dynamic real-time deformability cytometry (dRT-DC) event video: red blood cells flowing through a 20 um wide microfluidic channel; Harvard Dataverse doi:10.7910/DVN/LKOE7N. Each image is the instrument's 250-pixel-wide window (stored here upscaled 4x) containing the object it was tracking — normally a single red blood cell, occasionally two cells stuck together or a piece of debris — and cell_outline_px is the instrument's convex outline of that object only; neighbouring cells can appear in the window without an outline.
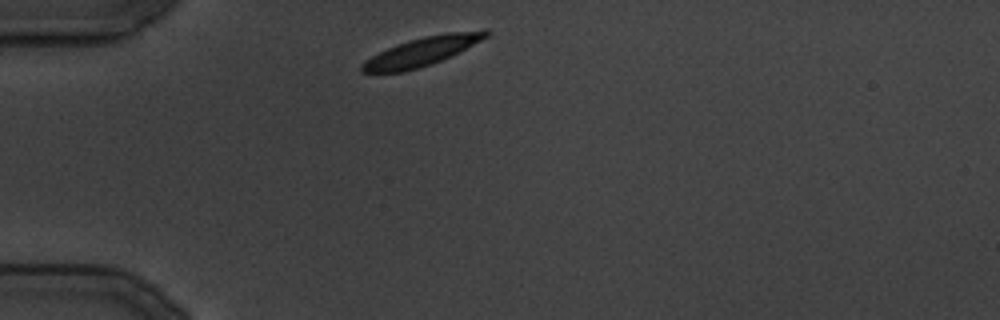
{"species": "common noctule bat (a hibernating species)", "species_latin": "Nyctalus noctula", "temperature_condition": "cold", "stored_images_in_passage": 7, "camera_frame_rate_fps": 3000, "um_per_image_px": 0.085, "animal": {"sex": "male", "body_mass_g": 19.5, "forearm_length_mm": 54.6}, "frame": {"image": 1, "passage_image": 1, "time_ms": 0.0, "image_size_px": [1000, 320], "cell_outline_px": [[492, 32], [488, 36], [440, 60], [404, 72], [360, 72], [360, 64], [372, 56], [388, 48], [408, 40], [424, 36], [448, 32], [484, 28], [488, 28]], "centroid_in_image_um": [35.88, 4.34], "position_along_channel_um": 49.1, "area_um2": 20.35}}
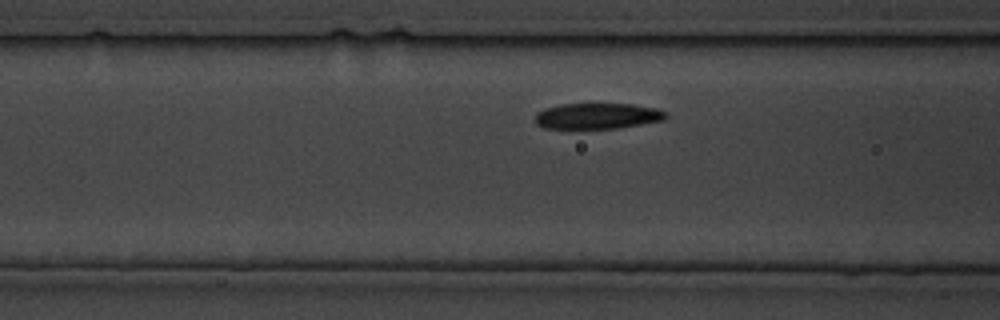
{"frame": {"image": 2, "passage_image": 6, "time_ms": 5.667, "image_size_px": [1000, 320], "cell_outline_px": [[668, 116], [664, 120], [616, 128], [544, 128], [536, 124], [536, 112], [544, 108], [560, 104], [632, 104], [656, 108], [668, 112]], "centroid_in_image_um": [50.79, 9.85], "position_along_channel_um": 115.8, "area_um2": 19.65}}